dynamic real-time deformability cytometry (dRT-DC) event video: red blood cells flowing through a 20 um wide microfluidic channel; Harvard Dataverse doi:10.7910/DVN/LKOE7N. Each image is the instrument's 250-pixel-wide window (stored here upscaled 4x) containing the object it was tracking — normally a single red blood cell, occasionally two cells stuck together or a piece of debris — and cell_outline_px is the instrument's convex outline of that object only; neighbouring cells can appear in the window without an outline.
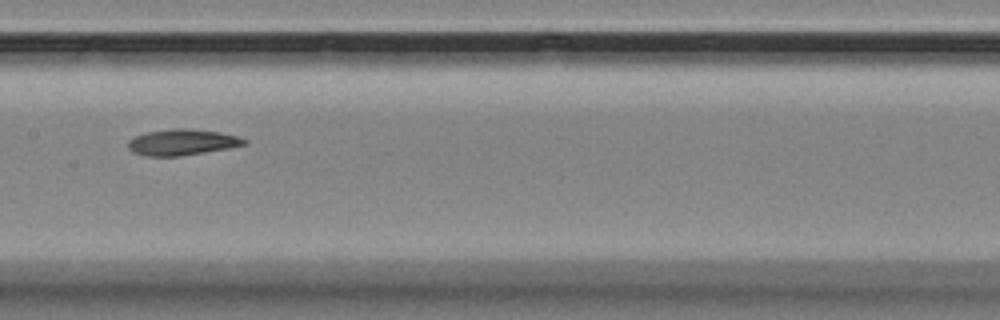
{"species": "Egyptian fruit bat (a non-hibernating species)", "species_latin": "Rousettus aegyptiacus", "temperature_condition": "room temperature", "stored_images_in_passage": 10, "camera_frame_rate_fps": 3000, "um_per_image_px": 0.085, "animal": {"sex": "female"}, "frame": {"image": 1, "passage_image": 9, "time_ms": 9.333, "image_size_px": [1000, 320], "cell_outline_px": [[248, 144], [228, 148], [180, 156], [148, 156], [132, 152], [128, 148], [128, 140], [144, 132], [172, 128], [188, 128], [220, 132], [236, 136], [248, 140]], "centroid_in_image_um": [15.47, 12.08], "position_along_channel_um": 191.9, "area_um2": 17.69}}
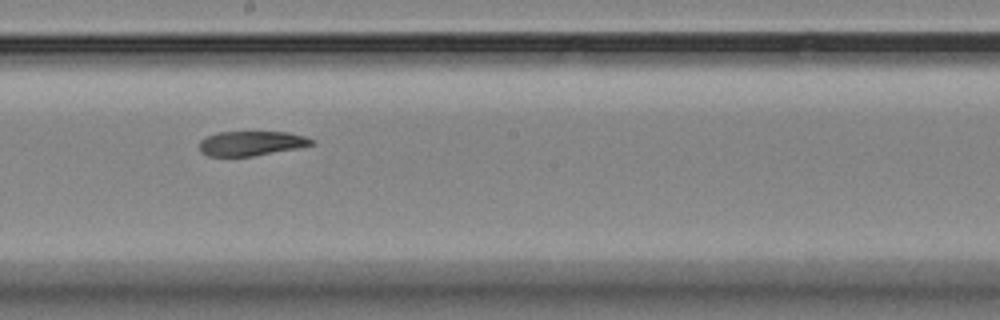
{"frame": {"image": 2, "passage_image": 10, "time_ms": 10.333, "image_size_px": [1000, 320], "cell_outline_px": [[316, 144], [300, 148], [252, 156], [208, 156], [200, 152], [200, 140], [208, 136], [220, 132], [288, 132], [304, 136], [316, 140]], "centroid_in_image_um": [21.42, 12.19], "position_along_channel_um": 226.8, "area_um2": 16.18}}